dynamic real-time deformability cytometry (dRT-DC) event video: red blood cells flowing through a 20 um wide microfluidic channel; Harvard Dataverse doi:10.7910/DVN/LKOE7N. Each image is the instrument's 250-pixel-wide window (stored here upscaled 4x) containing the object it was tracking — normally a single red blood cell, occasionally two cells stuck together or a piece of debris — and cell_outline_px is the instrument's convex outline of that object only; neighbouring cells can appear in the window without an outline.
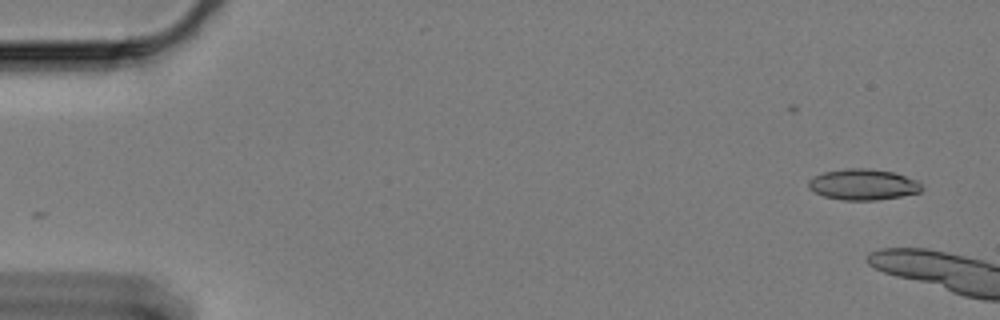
{"species": "Egyptian fruit bat (a non-hibernating species)", "species_latin": "Rousettus aegyptiacus", "temperature_condition": "cold", "stored_images_in_passage": 9, "camera_frame_rate_fps": 3000, "um_per_image_px": 0.085, "animal": {"sex": "female"}, "frame": {"image": 1, "passage_image": 1, "time_ms": 0.0, "image_size_px": [1000, 320], "cell_outline_px": [[924, 188], [920, 192], [900, 196], [876, 200], [844, 200], [824, 196], [808, 188], [808, 180], [824, 172], [844, 168], [868, 168], [892, 172], [916, 180]], "centroid_in_image_um": [73.35, 15.68], "position_along_channel_um": 11.6, "area_um2": 20.23}}